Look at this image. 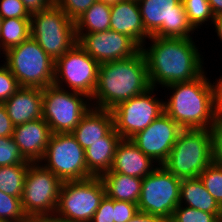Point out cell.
I'll return each mask as SVG.
<instances>
[{
	"mask_svg": "<svg viewBox=\"0 0 222 222\" xmlns=\"http://www.w3.org/2000/svg\"><path fill=\"white\" fill-rule=\"evenodd\" d=\"M141 47L151 87H166L196 79L205 72L204 58L193 38L153 37ZM158 85V86H157Z\"/></svg>",
	"mask_w": 222,
	"mask_h": 222,
	"instance_id": "obj_1",
	"label": "cell"
},
{
	"mask_svg": "<svg viewBox=\"0 0 222 222\" xmlns=\"http://www.w3.org/2000/svg\"><path fill=\"white\" fill-rule=\"evenodd\" d=\"M150 88L146 58L140 50L130 58L99 65L91 106L112 110L119 103L141 95Z\"/></svg>",
	"mask_w": 222,
	"mask_h": 222,
	"instance_id": "obj_2",
	"label": "cell"
},
{
	"mask_svg": "<svg viewBox=\"0 0 222 222\" xmlns=\"http://www.w3.org/2000/svg\"><path fill=\"white\" fill-rule=\"evenodd\" d=\"M206 73L194 80L165 87L171 90L168 92L171 95L164 101V112L182 129H211L219 120Z\"/></svg>",
	"mask_w": 222,
	"mask_h": 222,
	"instance_id": "obj_3",
	"label": "cell"
},
{
	"mask_svg": "<svg viewBox=\"0 0 222 222\" xmlns=\"http://www.w3.org/2000/svg\"><path fill=\"white\" fill-rule=\"evenodd\" d=\"M212 163L210 129H182L162 166L175 177L197 178Z\"/></svg>",
	"mask_w": 222,
	"mask_h": 222,
	"instance_id": "obj_4",
	"label": "cell"
},
{
	"mask_svg": "<svg viewBox=\"0 0 222 222\" xmlns=\"http://www.w3.org/2000/svg\"><path fill=\"white\" fill-rule=\"evenodd\" d=\"M2 56L5 61L1 62L13 73L20 87L44 89L53 85L55 61L31 36Z\"/></svg>",
	"mask_w": 222,
	"mask_h": 222,
	"instance_id": "obj_5",
	"label": "cell"
},
{
	"mask_svg": "<svg viewBox=\"0 0 222 222\" xmlns=\"http://www.w3.org/2000/svg\"><path fill=\"white\" fill-rule=\"evenodd\" d=\"M31 37L54 61L77 42L75 22L56 5L31 14Z\"/></svg>",
	"mask_w": 222,
	"mask_h": 222,
	"instance_id": "obj_6",
	"label": "cell"
},
{
	"mask_svg": "<svg viewBox=\"0 0 222 222\" xmlns=\"http://www.w3.org/2000/svg\"><path fill=\"white\" fill-rule=\"evenodd\" d=\"M91 107L85 94L54 85L43 89L42 118L52 133H71Z\"/></svg>",
	"mask_w": 222,
	"mask_h": 222,
	"instance_id": "obj_7",
	"label": "cell"
},
{
	"mask_svg": "<svg viewBox=\"0 0 222 222\" xmlns=\"http://www.w3.org/2000/svg\"><path fill=\"white\" fill-rule=\"evenodd\" d=\"M146 32L153 37L193 38L181 0H137ZM191 34V35H190Z\"/></svg>",
	"mask_w": 222,
	"mask_h": 222,
	"instance_id": "obj_8",
	"label": "cell"
},
{
	"mask_svg": "<svg viewBox=\"0 0 222 222\" xmlns=\"http://www.w3.org/2000/svg\"><path fill=\"white\" fill-rule=\"evenodd\" d=\"M104 196L100 177L63 181L55 212L70 222H91Z\"/></svg>",
	"mask_w": 222,
	"mask_h": 222,
	"instance_id": "obj_9",
	"label": "cell"
},
{
	"mask_svg": "<svg viewBox=\"0 0 222 222\" xmlns=\"http://www.w3.org/2000/svg\"><path fill=\"white\" fill-rule=\"evenodd\" d=\"M40 163L62 182L93 177L87 170L85 150L72 133H52Z\"/></svg>",
	"mask_w": 222,
	"mask_h": 222,
	"instance_id": "obj_10",
	"label": "cell"
},
{
	"mask_svg": "<svg viewBox=\"0 0 222 222\" xmlns=\"http://www.w3.org/2000/svg\"><path fill=\"white\" fill-rule=\"evenodd\" d=\"M99 65L76 43L55 61L53 85L61 89L66 90L67 88L70 91L85 94L91 99L98 82Z\"/></svg>",
	"mask_w": 222,
	"mask_h": 222,
	"instance_id": "obj_11",
	"label": "cell"
},
{
	"mask_svg": "<svg viewBox=\"0 0 222 222\" xmlns=\"http://www.w3.org/2000/svg\"><path fill=\"white\" fill-rule=\"evenodd\" d=\"M180 183V178L158 165L142 180L139 211L171 219L180 202Z\"/></svg>",
	"mask_w": 222,
	"mask_h": 222,
	"instance_id": "obj_12",
	"label": "cell"
},
{
	"mask_svg": "<svg viewBox=\"0 0 222 222\" xmlns=\"http://www.w3.org/2000/svg\"><path fill=\"white\" fill-rule=\"evenodd\" d=\"M157 89L151 87L145 93L121 102L111 110L114 129L122 139H131L164 113L163 98L155 96Z\"/></svg>",
	"mask_w": 222,
	"mask_h": 222,
	"instance_id": "obj_13",
	"label": "cell"
},
{
	"mask_svg": "<svg viewBox=\"0 0 222 222\" xmlns=\"http://www.w3.org/2000/svg\"><path fill=\"white\" fill-rule=\"evenodd\" d=\"M61 185L62 181L40 162L30 163L21 197L26 216L54 213Z\"/></svg>",
	"mask_w": 222,
	"mask_h": 222,
	"instance_id": "obj_14",
	"label": "cell"
},
{
	"mask_svg": "<svg viewBox=\"0 0 222 222\" xmlns=\"http://www.w3.org/2000/svg\"><path fill=\"white\" fill-rule=\"evenodd\" d=\"M76 37L77 43L99 64L130 58L141 50L131 37L110 29Z\"/></svg>",
	"mask_w": 222,
	"mask_h": 222,
	"instance_id": "obj_15",
	"label": "cell"
},
{
	"mask_svg": "<svg viewBox=\"0 0 222 222\" xmlns=\"http://www.w3.org/2000/svg\"><path fill=\"white\" fill-rule=\"evenodd\" d=\"M181 130L182 128L164 112L130 140L146 156L158 165H162L168 158Z\"/></svg>",
	"mask_w": 222,
	"mask_h": 222,
	"instance_id": "obj_16",
	"label": "cell"
},
{
	"mask_svg": "<svg viewBox=\"0 0 222 222\" xmlns=\"http://www.w3.org/2000/svg\"><path fill=\"white\" fill-rule=\"evenodd\" d=\"M51 135L48 123L41 118L14 126L12 137L23 158L35 163L44 157Z\"/></svg>",
	"mask_w": 222,
	"mask_h": 222,
	"instance_id": "obj_17",
	"label": "cell"
},
{
	"mask_svg": "<svg viewBox=\"0 0 222 222\" xmlns=\"http://www.w3.org/2000/svg\"><path fill=\"white\" fill-rule=\"evenodd\" d=\"M110 30L131 37L140 47L151 37L144 28L137 0H122L111 5Z\"/></svg>",
	"mask_w": 222,
	"mask_h": 222,
	"instance_id": "obj_18",
	"label": "cell"
},
{
	"mask_svg": "<svg viewBox=\"0 0 222 222\" xmlns=\"http://www.w3.org/2000/svg\"><path fill=\"white\" fill-rule=\"evenodd\" d=\"M157 166L158 164L146 156L130 139H121L117 144L110 171L144 178Z\"/></svg>",
	"mask_w": 222,
	"mask_h": 222,
	"instance_id": "obj_19",
	"label": "cell"
},
{
	"mask_svg": "<svg viewBox=\"0 0 222 222\" xmlns=\"http://www.w3.org/2000/svg\"><path fill=\"white\" fill-rule=\"evenodd\" d=\"M43 89L20 87L3 104L14 126L42 118Z\"/></svg>",
	"mask_w": 222,
	"mask_h": 222,
	"instance_id": "obj_20",
	"label": "cell"
},
{
	"mask_svg": "<svg viewBox=\"0 0 222 222\" xmlns=\"http://www.w3.org/2000/svg\"><path fill=\"white\" fill-rule=\"evenodd\" d=\"M113 128L114 121L111 110L91 107L71 133L85 150L93 143L102 141V137L106 136Z\"/></svg>",
	"mask_w": 222,
	"mask_h": 222,
	"instance_id": "obj_21",
	"label": "cell"
},
{
	"mask_svg": "<svg viewBox=\"0 0 222 222\" xmlns=\"http://www.w3.org/2000/svg\"><path fill=\"white\" fill-rule=\"evenodd\" d=\"M121 139V136L113 128L106 136L102 137V141H97L85 149L87 170L93 177H100L110 171L117 144Z\"/></svg>",
	"mask_w": 222,
	"mask_h": 222,
	"instance_id": "obj_22",
	"label": "cell"
},
{
	"mask_svg": "<svg viewBox=\"0 0 222 222\" xmlns=\"http://www.w3.org/2000/svg\"><path fill=\"white\" fill-rule=\"evenodd\" d=\"M105 195L117 201H129L137 204L143 178L131 177L122 173L108 171L100 176Z\"/></svg>",
	"mask_w": 222,
	"mask_h": 222,
	"instance_id": "obj_23",
	"label": "cell"
},
{
	"mask_svg": "<svg viewBox=\"0 0 222 222\" xmlns=\"http://www.w3.org/2000/svg\"><path fill=\"white\" fill-rule=\"evenodd\" d=\"M179 205L209 213H222V207L207 191L199 177L181 179Z\"/></svg>",
	"mask_w": 222,
	"mask_h": 222,
	"instance_id": "obj_24",
	"label": "cell"
},
{
	"mask_svg": "<svg viewBox=\"0 0 222 222\" xmlns=\"http://www.w3.org/2000/svg\"><path fill=\"white\" fill-rule=\"evenodd\" d=\"M111 5L97 0L76 21V34H89L110 29Z\"/></svg>",
	"mask_w": 222,
	"mask_h": 222,
	"instance_id": "obj_25",
	"label": "cell"
},
{
	"mask_svg": "<svg viewBox=\"0 0 222 222\" xmlns=\"http://www.w3.org/2000/svg\"><path fill=\"white\" fill-rule=\"evenodd\" d=\"M31 36L30 18L3 19L0 30V49L5 53Z\"/></svg>",
	"mask_w": 222,
	"mask_h": 222,
	"instance_id": "obj_26",
	"label": "cell"
},
{
	"mask_svg": "<svg viewBox=\"0 0 222 222\" xmlns=\"http://www.w3.org/2000/svg\"><path fill=\"white\" fill-rule=\"evenodd\" d=\"M31 162L0 166V191L10 196L22 197L25 176Z\"/></svg>",
	"mask_w": 222,
	"mask_h": 222,
	"instance_id": "obj_27",
	"label": "cell"
},
{
	"mask_svg": "<svg viewBox=\"0 0 222 222\" xmlns=\"http://www.w3.org/2000/svg\"><path fill=\"white\" fill-rule=\"evenodd\" d=\"M187 18L192 27L197 31L204 23H213L215 15L208 0H181ZM207 22V23H206Z\"/></svg>",
	"mask_w": 222,
	"mask_h": 222,
	"instance_id": "obj_28",
	"label": "cell"
},
{
	"mask_svg": "<svg viewBox=\"0 0 222 222\" xmlns=\"http://www.w3.org/2000/svg\"><path fill=\"white\" fill-rule=\"evenodd\" d=\"M198 177L207 191L222 207V167L212 162Z\"/></svg>",
	"mask_w": 222,
	"mask_h": 222,
	"instance_id": "obj_29",
	"label": "cell"
},
{
	"mask_svg": "<svg viewBox=\"0 0 222 222\" xmlns=\"http://www.w3.org/2000/svg\"><path fill=\"white\" fill-rule=\"evenodd\" d=\"M222 213H209L185 205H178L171 220L174 222H221Z\"/></svg>",
	"mask_w": 222,
	"mask_h": 222,
	"instance_id": "obj_30",
	"label": "cell"
},
{
	"mask_svg": "<svg viewBox=\"0 0 222 222\" xmlns=\"http://www.w3.org/2000/svg\"><path fill=\"white\" fill-rule=\"evenodd\" d=\"M0 220H27L21 198L0 191Z\"/></svg>",
	"mask_w": 222,
	"mask_h": 222,
	"instance_id": "obj_31",
	"label": "cell"
},
{
	"mask_svg": "<svg viewBox=\"0 0 222 222\" xmlns=\"http://www.w3.org/2000/svg\"><path fill=\"white\" fill-rule=\"evenodd\" d=\"M26 161L21 155L13 137H0V166L22 164Z\"/></svg>",
	"mask_w": 222,
	"mask_h": 222,
	"instance_id": "obj_32",
	"label": "cell"
},
{
	"mask_svg": "<svg viewBox=\"0 0 222 222\" xmlns=\"http://www.w3.org/2000/svg\"><path fill=\"white\" fill-rule=\"evenodd\" d=\"M19 88L13 73L4 63L0 64V103L7 101Z\"/></svg>",
	"mask_w": 222,
	"mask_h": 222,
	"instance_id": "obj_33",
	"label": "cell"
},
{
	"mask_svg": "<svg viewBox=\"0 0 222 222\" xmlns=\"http://www.w3.org/2000/svg\"><path fill=\"white\" fill-rule=\"evenodd\" d=\"M97 0H60L56 6L75 22Z\"/></svg>",
	"mask_w": 222,
	"mask_h": 222,
	"instance_id": "obj_34",
	"label": "cell"
},
{
	"mask_svg": "<svg viewBox=\"0 0 222 222\" xmlns=\"http://www.w3.org/2000/svg\"><path fill=\"white\" fill-rule=\"evenodd\" d=\"M0 16L2 19L30 18L31 14L21 0H0Z\"/></svg>",
	"mask_w": 222,
	"mask_h": 222,
	"instance_id": "obj_35",
	"label": "cell"
},
{
	"mask_svg": "<svg viewBox=\"0 0 222 222\" xmlns=\"http://www.w3.org/2000/svg\"><path fill=\"white\" fill-rule=\"evenodd\" d=\"M138 211L135 203L114 200V222H129Z\"/></svg>",
	"mask_w": 222,
	"mask_h": 222,
	"instance_id": "obj_36",
	"label": "cell"
},
{
	"mask_svg": "<svg viewBox=\"0 0 222 222\" xmlns=\"http://www.w3.org/2000/svg\"><path fill=\"white\" fill-rule=\"evenodd\" d=\"M212 137V162L222 167V118L210 129Z\"/></svg>",
	"mask_w": 222,
	"mask_h": 222,
	"instance_id": "obj_37",
	"label": "cell"
},
{
	"mask_svg": "<svg viewBox=\"0 0 222 222\" xmlns=\"http://www.w3.org/2000/svg\"><path fill=\"white\" fill-rule=\"evenodd\" d=\"M91 222H114V200L105 195Z\"/></svg>",
	"mask_w": 222,
	"mask_h": 222,
	"instance_id": "obj_38",
	"label": "cell"
},
{
	"mask_svg": "<svg viewBox=\"0 0 222 222\" xmlns=\"http://www.w3.org/2000/svg\"><path fill=\"white\" fill-rule=\"evenodd\" d=\"M215 80L216 81H213V83L210 81L212 87L213 107L216 115L219 118H222V75Z\"/></svg>",
	"mask_w": 222,
	"mask_h": 222,
	"instance_id": "obj_39",
	"label": "cell"
},
{
	"mask_svg": "<svg viewBox=\"0 0 222 222\" xmlns=\"http://www.w3.org/2000/svg\"><path fill=\"white\" fill-rule=\"evenodd\" d=\"M14 125L3 103H0V137H12Z\"/></svg>",
	"mask_w": 222,
	"mask_h": 222,
	"instance_id": "obj_40",
	"label": "cell"
},
{
	"mask_svg": "<svg viewBox=\"0 0 222 222\" xmlns=\"http://www.w3.org/2000/svg\"><path fill=\"white\" fill-rule=\"evenodd\" d=\"M27 222H70L67 218L54 213L35 214L27 216Z\"/></svg>",
	"mask_w": 222,
	"mask_h": 222,
	"instance_id": "obj_41",
	"label": "cell"
},
{
	"mask_svg": "<svg viewBox=\"0 0 222 222\" xmlns=\"http://www.w3.org/2000/svg\"><path fill=\"white\" fill-rule=\"evenodd\" d=\"M30 14L47 10L51 4L48 0H21Z\"/></svg>",
	"mask_w": 222,
	"mask_h": 222,
	"instance_id": "obj_42",
	"label": "cell"
},
{
	"mask_svg": "<svg viewBox=\"0 0 222 222\" xmlns=\"http://www.w3.org/2000/svg\"><path fill=\"white\" fill-rule=\"evenodd\" d=\"M163 218L138 211L129 222H162Z\"/></svg>",
	"mask_w": 222,
	"mask_h": 222,
	"instance_id": "obj_43",
	"label": "cell"
},
{
	"mask_svg": "<svg viewBox=\"0 0 222 222\" xmlns=\"http://www.w3.org/2000/svg\"><path fill=\"white\" fill-rule=\"evenodd\" d=\"M212 24L214 28L216 29L215 32L217 33V36H216L218 37L217 39H219L220 42L222 43V15L215 16Z\"/></svg>",
	"mask_w": 222,
	"mask_h": 222,
	"instance_id": "obj_44",
	"label": "cell"
},
{
	"mask_svg": "<svg viewBox=\"0 0 222 222\" xmlns=\"http://www.w3.org/2000/svg\"><path fill=\"white\" fill-rule=\"evenodd\" d=\"M215 16L222 15V0H208Z\"/></svg>",
	"mask_w": 222,
	"mask_h": 222,
	"instance_id": "obj_45",
	"label": "cell"
},
{
	"mask_svg": "<svg viewBox=\"0 0 222 222\" xmlns=\"http://www.w3.org/2000/svg\"><path fill=\"white\" fill-rule=\"evenodd\" d=\"M99 1L112 5V4L117 3L118 1H122V0H99Z\"/></svg>",
	"mask_w": 222,
	"mask_h": 222,
	"instance_id": "obj_46",
	"label": "cell"
},
{
	"mask_svg": "<svg viewBox=\"0 0 222 222\" xmlns=\"http://www.w3.org/2000/svg\"><path fill=\"white\" fill-rule=\"evenodd\" d=\"M0 222H27V220H0Z\"/></svg>",
	"mask_w": 222,
	"mask_h": 222,
	"instance_id": "obj_47",
	"label": "cell"
},
{
	"mask_svg": "<svg viewBox=\"0 0 222 222\" xmlns=\"http://www.w3.org/2000/svg\"><path fill=\"white\" fill-rule=\"evenodd\" d=\"M51 5H56L60 0H48Z\"/></svg>",
	"mask_w": 222,
	"mask_h": 222,
	"instance_id": "obj_48",
	"label": "cell"
},
{
	"mask_svg": "<svg viewBox=\"0 0 222 222\" xmlns=\"http://www.w3.org/2000/svg\"><path fill=\"white\" fill-rule=\"evenodd\" d=\"M162 222H174L171 219H163Z\"/></svg>",
	"mask_w": 222,
	"mask_h": 222,
	"instance_id": "obj_49",
	"label": "cell"
},
{
	"mask_svg": "<svg viewBox=\"0 0 222 222\" xmlns=\"http://www.w3.org/2000/svg\"><path fill=\"white\" fill-rule=\"evenodd\" d=\"M2 17L0 16V30H1V23H2Z\"/></svg>",
	"mask_w": 222,
	"mask_h": 222,
	"instance_id": "obj_50",
	"label": "cell"
},
{
	"mask_svg": "<svg viewBox=\"0 0 222 222\" xmlns=\"http://www.w3.org/2000/svg\"><path fill=\"white\" fill-rule=\"evenodd\" d=\"M2 54H4V52L0 49V55H2ZM0 58H1V56H0Z\"/></svg>",
	"mask_w": 222,
	"mask_h": 222,
	"instance_id": "obj_51",
	"label": "cell"
}]
</instances>
